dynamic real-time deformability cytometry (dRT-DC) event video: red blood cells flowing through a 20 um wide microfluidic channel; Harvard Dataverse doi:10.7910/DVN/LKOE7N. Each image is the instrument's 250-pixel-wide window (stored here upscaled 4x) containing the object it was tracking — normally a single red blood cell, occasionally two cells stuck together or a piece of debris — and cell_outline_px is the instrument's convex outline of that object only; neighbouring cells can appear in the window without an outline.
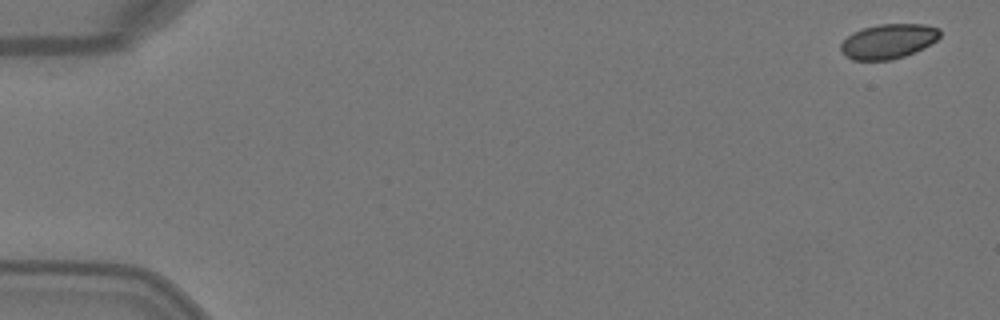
{"species": "Egyptian fruit bat (a non-hibernating species)", "species_latin": "Rousettus aegyptiacus", "temperature_condition": "warm", "stored_images_in_passage": 6, "camera_frame_rate_fps": 3000, "um_per_image_px": 0.085, "animal": {"sex": "female"}, "frame": {"image": 1, "passage_image": 1, "time_ms": 0.0, "image_size_px": [1000, 320], "cell_outline_px": [[940, 36], [936, 40], [904, 56], [888, 60], [852, 60], [840, 48], [840, 44], [852, 32], [864, 28], [880, 24], [924, 24], [940, 28]], "centroid_in_image_um": [75.5, 3.49], "position_along_channel_um": 9.5, "area_um2": 19.65}}
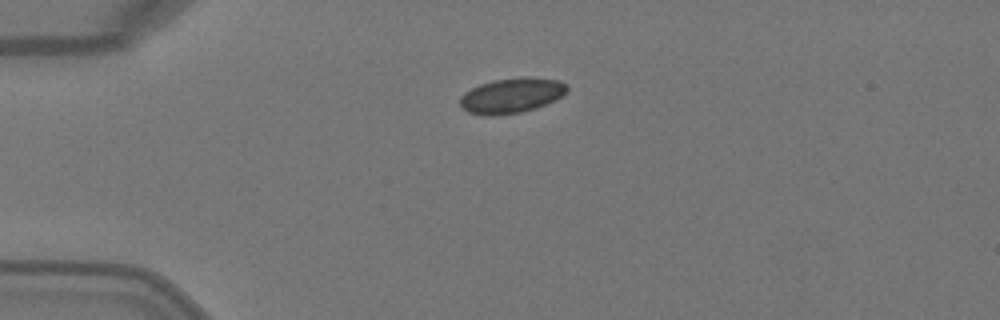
{"frame": {"image": 2, "passage_image": 4, "time_ms": 1.0, "image_size_px": [1000, 320], "cell_outline_px": [[568, 88], [556, 100], [536, 108], [520, 112], [496, 116], [484, 116], [468, 112], [460, 104], [460, 96], [464, 92], [480, 84], [492, 80], [528, 76], [560, 80], [568, 84]], "centroid_in_image_um": [43.48, 8.11], "position_along_channel_um": 41.5, "area_um2": 22.08}}
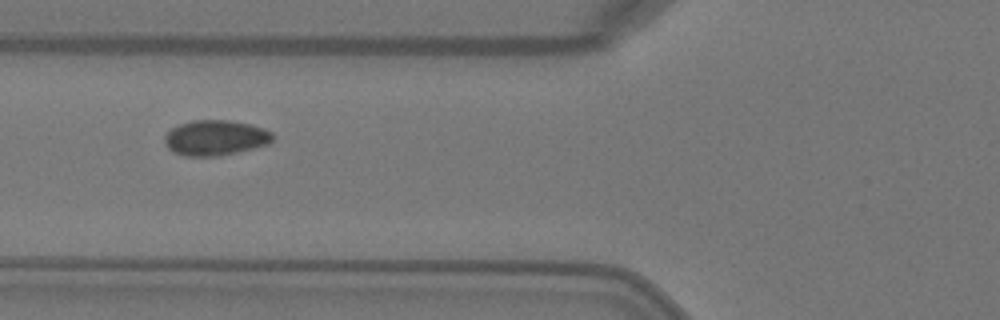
{"frame": {"image": 3, "passage_image": 6, "time_ms": 1.667, "image_size_px": [1000, 320], "cell_outline_px": [[272, 140], [268, 144], [220, 156], [184, 156], [172, 152], [168, 148], [164, 140], [164, 136], [172, 128], [180, 124], [192, 120], [228, 120], [248, 124], [264, 128], [272, 132]], "centroid_in_image_um": [18.28, 11.71], "position_along_channel_um": 107.5, "area_um2": 22.14}}